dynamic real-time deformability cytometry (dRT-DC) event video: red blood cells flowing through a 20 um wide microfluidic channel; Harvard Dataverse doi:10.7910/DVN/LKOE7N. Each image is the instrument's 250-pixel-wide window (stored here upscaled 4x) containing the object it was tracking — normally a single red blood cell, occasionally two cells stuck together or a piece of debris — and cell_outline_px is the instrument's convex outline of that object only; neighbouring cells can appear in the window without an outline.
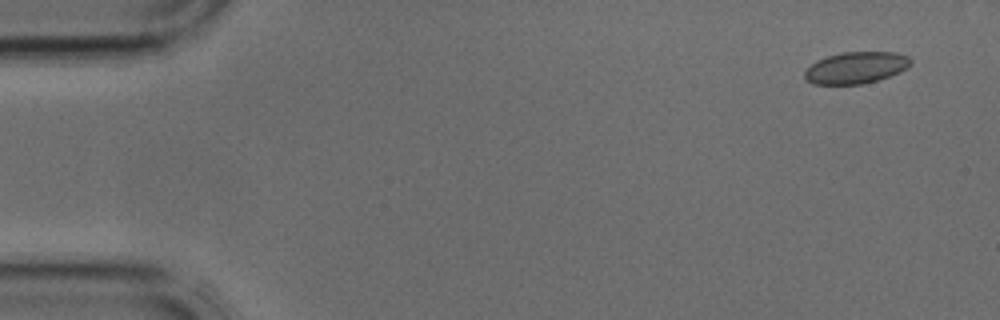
{"species": "common noctule bat (a hibernating species)", "species_latin": "Nyctalus noctula", "temperature_condition": "cold", "stored_images_in_passage": 4, "camera_frame_rate_fps": 3000, "um_per_image_px": 0.085, "animal": {"sex": "male", "body_mass_g": 17.9, "forearm_length_mm": 54.2}, "frame": {"image": 1, "passage_image": 1, "time_ms": 0.0, "image_size_px": [1000, 320], "cell_outline_px": [[912, 64], [908, 68], [900, 72], [876, 80], [860, 84], [812, 84], [804, 80], [804, 72], [816, 60], [828, 56], [844, 52], [896, 52], [908, 56], [912, 60]], "centroid_in_image_um": [72.76, 5.75], "position_along_channel_um": 12.2, "area_um2": 19.59}}
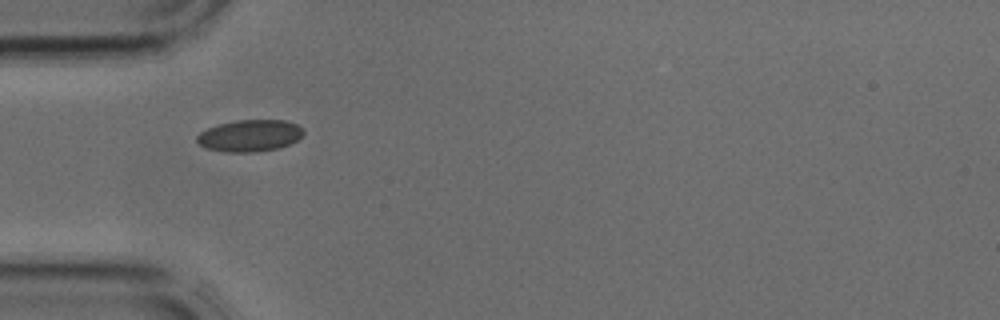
{"frame": {"image": 2, "passage_image": 4, "time_ms": 1.0, "image_size_px": [1000, 320], "cell_outline_px": [[304, 132], [296, 140], [280, 148], [256, 152], [224, 152], [208, 148], [200, 144], [196, 140], [196, 136], [200, 132], [208, 128], [220, 124], [236, 120], [284, 120], [296, 124]], "centroid_in_image_um": [21.21, 11.53], "position_along_channel_um": 63.8, "area_um2": 19.54}}